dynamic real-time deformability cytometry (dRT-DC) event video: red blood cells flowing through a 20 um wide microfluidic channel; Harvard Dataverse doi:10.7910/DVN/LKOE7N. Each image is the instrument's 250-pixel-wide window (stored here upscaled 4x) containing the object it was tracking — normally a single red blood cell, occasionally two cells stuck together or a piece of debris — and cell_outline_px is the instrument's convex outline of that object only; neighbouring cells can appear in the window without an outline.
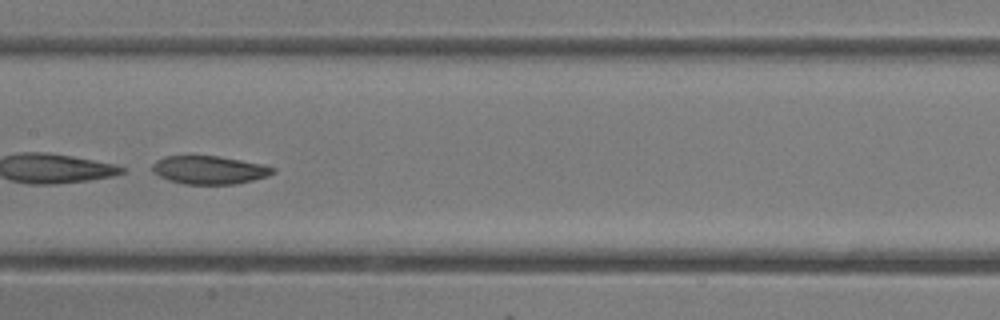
{"species": "common noctule bat (a hibernating species)", "species_latin": "Nyctalus noctula", "temperature_condition": "room temperature", "stored_images_in_passage": 37, "camera_frame_rate_fps": 3000, "um_per_image_px": 0.085, "animal": {"sex": "female"}, "frame": {"image": 1, "passage_image": 16, "time_ms": 5.0, "image_size_px": [1000, 320], "cell_outline_px": [[276, 172], [268, 176], [236, 184], [184, 184], [168, 180], [152, 172], [152, 164], [156, 160], [164, 156], [220, 156], [264, 164], [276, 168]], "centroid_in_image_um": [17.81, 14.44], "position_along_channel_um": 189.6, "area_um2": 20.0}}